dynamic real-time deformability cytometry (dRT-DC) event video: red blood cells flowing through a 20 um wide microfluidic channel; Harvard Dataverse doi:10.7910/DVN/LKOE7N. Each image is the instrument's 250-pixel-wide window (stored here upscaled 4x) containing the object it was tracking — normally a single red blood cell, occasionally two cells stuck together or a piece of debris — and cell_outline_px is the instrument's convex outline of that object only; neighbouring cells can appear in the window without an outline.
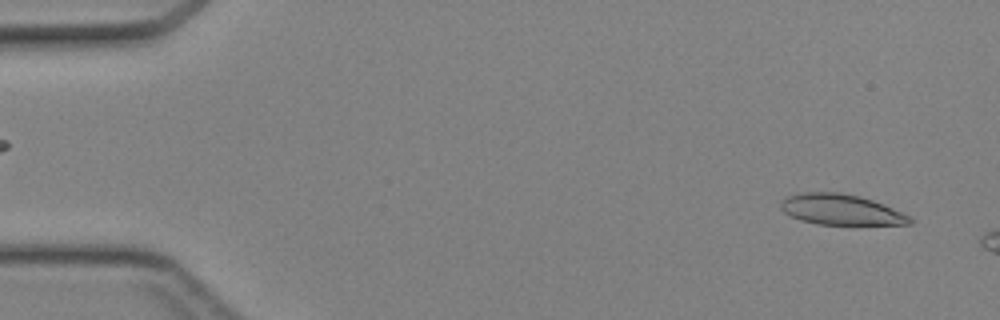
{"species": "Egyptian fruit bat (a non-hibernating species)", "species_latin": "Rousettus aegyptiacus", "temperature_condition": "cold", "stored_images_in_passage": 6, "camera_frame_rate_fps": 3000, "um_per_image_px": 0.085, "animal": {"sex": "female"}, "frame": {"image": 1, "passage_image": 2, "time_ms": 0.333, "image_size_px": [1000, 320], "cell_outline_px": [[912, 224], [816, 224], [800, 220], [784, 212], [780, 208], [780, 200], [788, 196], [804, 192], [840, 192], [860, 196], [872, 200], [912, 216]], "centroid_in_image_um": [71.46, 17.81], "position_along_channel_um": 13.5, "area_um2": 22.95}}